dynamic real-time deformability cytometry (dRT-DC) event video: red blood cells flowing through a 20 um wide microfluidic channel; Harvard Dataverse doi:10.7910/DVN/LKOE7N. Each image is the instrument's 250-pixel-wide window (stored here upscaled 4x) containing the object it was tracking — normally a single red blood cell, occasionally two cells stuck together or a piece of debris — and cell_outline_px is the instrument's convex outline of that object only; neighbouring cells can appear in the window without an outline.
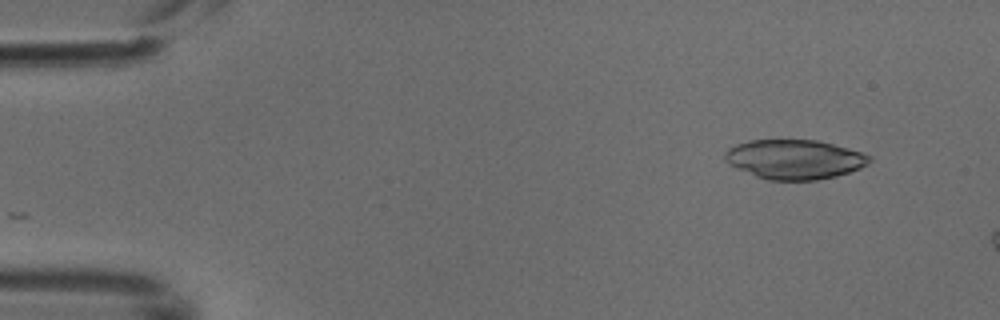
{"species": "common noctule bat (a hibernating species)", "species_latin": "Nyctalus noctula", "temperature_condition": "cold", "stored_images_in_passage": 2, "camera_frame_rate_fps": 3000, "um_per_image_px": 0.085, "animal": {"sex": "male", "body_mass_g": 18.8}, "frame": {"image": 1, "passage_image": 2, "time_ms": 0.333, "image_size_px": [1000, 320], "cell_outline_px": [[872, 160], [868, 164], [860, 168], [836, 176], [816, 180], [768, 180], [756, 176], [736, 168], [728, 164], [724, 160], [724, 152], [728, 148], [736, 144], [748, 140], [816, 140], [832, 144], [860, 152], [872, 156]], "centroid_in_image_um": [67.5, 13.54], "position_along_channel_um": 17.5, "area_um2": 33.23}}